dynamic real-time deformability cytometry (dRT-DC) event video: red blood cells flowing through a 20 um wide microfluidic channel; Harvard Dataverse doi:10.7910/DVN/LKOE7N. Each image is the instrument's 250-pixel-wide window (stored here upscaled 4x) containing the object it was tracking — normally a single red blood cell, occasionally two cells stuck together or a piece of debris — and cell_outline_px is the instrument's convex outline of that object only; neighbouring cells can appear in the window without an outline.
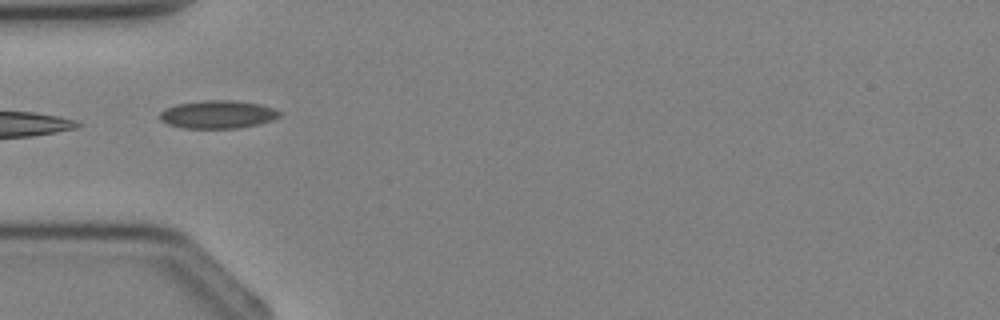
{"species": "Egyptian fruit bat (a non-hibernating species)", "species_latin": "Rousettus aegyptiacus", "temperature_condition": "cold", "stored_images_in_passage": 1, "camera_frame_rate_fps": 3000, "um_per_image_px": 0.085, "animal": {"sex": "female"}, "frame": {"image": 1, "passage_image": 1, "time_ms": 0.0, "image_size_px": [1000, 320], "cell_outline_px": [[284, 112], [280, 116], [272, 120], [260, 124], [240, 128], [184, 128], [168, 124], [160, 120], [160, 112], [164, 108], [176, 104], [204, 100], [236, 100], [260, 104]], "centroid_in_image_um": [18.53, 9.72], "position_along_channel_um": 66.5, "area_um2": 19.77}}